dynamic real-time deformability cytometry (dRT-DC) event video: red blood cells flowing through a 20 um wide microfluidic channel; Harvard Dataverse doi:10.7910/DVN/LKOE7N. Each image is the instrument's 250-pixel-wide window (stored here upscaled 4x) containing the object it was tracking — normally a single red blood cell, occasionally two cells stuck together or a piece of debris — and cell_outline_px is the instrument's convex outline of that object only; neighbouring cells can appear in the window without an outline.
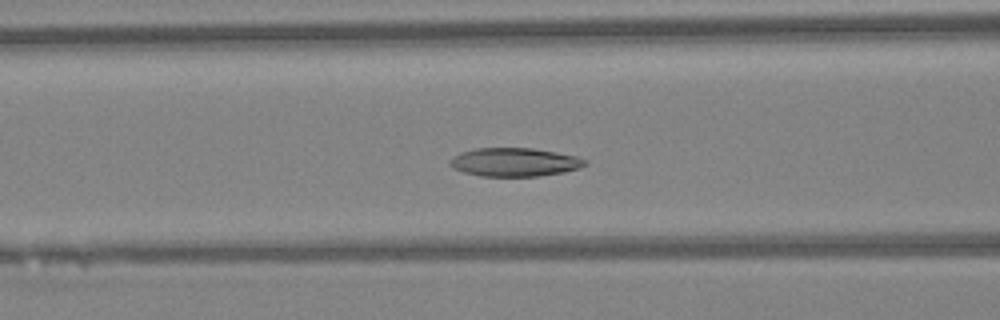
{"species": "Egyptian fruit bat (a non-hibernating species)", "species_latin": "Rousettus aegyptiacus", "temperature_condition": "warm", "stored_images_in_passage": 47, "camera_frame_rate_fps": 3000, "um_per_image_px": 0.085, "animal": {"sex": "female"}, "frame": {"image": 1, "passage_image": 19, "time_ms": 6.0, "image_size_px": [1000, 320], "cell_outline_px": [[588, 164], [580, 168], [564, 172], [540, 176], [480, 176], [464, 172], [452, 168], [448, 164], [448, 160], [452, 156], [460, 152], [476, 148], [532, 148], [556, 152], [576, 156], [588, 160]], "centroid_in_image_um": [43.72, 13.78], "position_along_channel_um": 122.9, "area_um2": 22.72}}
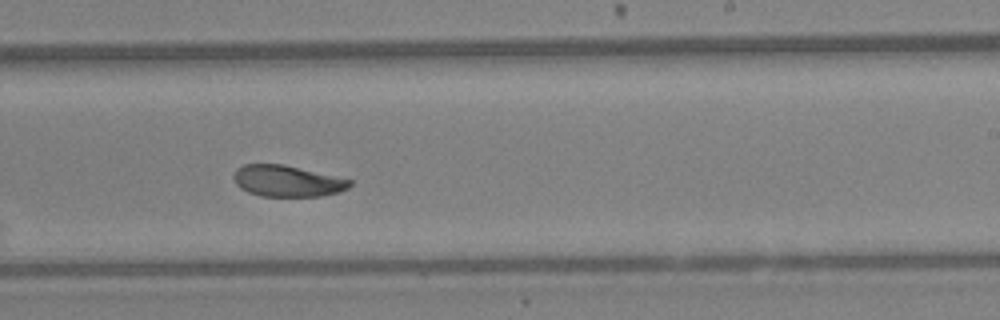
{"frame": {"image": 2, "passage_image": 29, "time_ms": 9.333, "image_size_px": [1000, 320], "cell_outline_px": [[352, 184], [348, 188], [340, 192], [320, 196], [260, 196], [248, 192], [240, 188], [236, 184], [232, 176], [236, 168], [244, 164], [284, 164], [352, 180]], "centroid_in_image_um": [24.39, 15.38], "position_along_channel_um": 264.6, "area_um2": 21.27}}
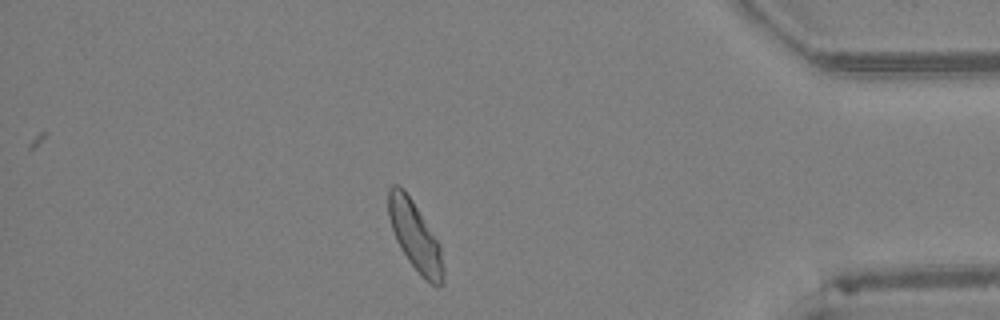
{"frame": {"image": 3, "passage_image": 41, "time_ms": 13.333, "image_size_px": [1000, 320], "cell_outline_px": [[444, 284], [436, 288], [424, 280], [420, 276], [408, 260], [400, 248], [396, 240], [388, 216], [388, 188], [392, 184], [400, 184], [404, 188], [412, 200], [440, 244], [444, 268]], "centroid_in_image_um": [35.29, 20.11], "position_along_channel_um": 399.9, "area_um2": 22.43}, "authors_computed_cell_mechanics": {"area_um2": 22.7154, "velocity_mm_per_s": 4.2791, "shape_relaxation_time_tau1_ms": 3.6374, "shape_relaxation_time_tau2_ms": 2.152, "deformation_change_tau1": 0.1287, "deformation_change_tau2": 0.0664}}